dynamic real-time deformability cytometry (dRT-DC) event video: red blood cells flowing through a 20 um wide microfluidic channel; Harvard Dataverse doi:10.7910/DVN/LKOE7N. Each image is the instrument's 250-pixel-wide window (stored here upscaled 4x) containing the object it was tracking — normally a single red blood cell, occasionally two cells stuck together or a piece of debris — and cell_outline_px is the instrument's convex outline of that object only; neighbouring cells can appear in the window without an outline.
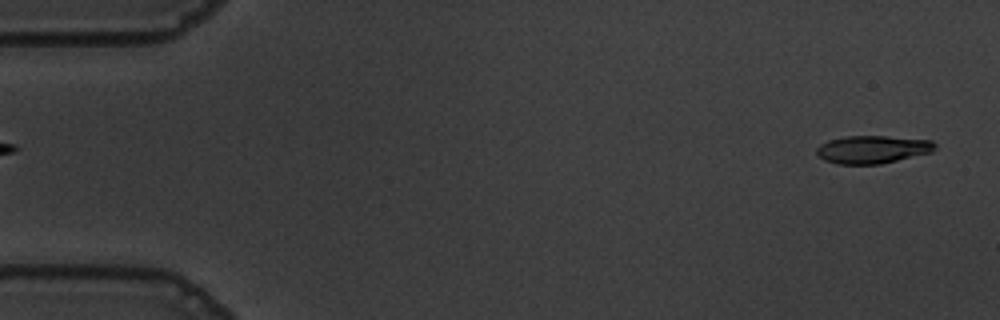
{"species": "common noctule bat (a hibernating species)", "species_latin": "Nyctalus noctula", "temperature_condition": "warm", "stored_images_in_passage": 16, "camera_frame_rate_fps": 3000, "um_per_image_px": 0.085, "animal": {"sex": "male", "body_mass_g": 19.5, "forearm_length_mm": 54.6}, "frame": {"image": 1, "passage_image": 2, "time_ms": 0.333, "image_size_px": [1000, 320], "cell_outline_px": [[936, 148], [932, 152], [880, 164], [840, 164], [824, 160], [816, 152], [816, 148], [820, 144], [828, 140], [844, 136], [884, 136], [932, 140], [936, 144]], "centroid_in_image_um": [74.16, 12.69], "position_along_channel_um": 10.8, "area_um2": 19.19}}